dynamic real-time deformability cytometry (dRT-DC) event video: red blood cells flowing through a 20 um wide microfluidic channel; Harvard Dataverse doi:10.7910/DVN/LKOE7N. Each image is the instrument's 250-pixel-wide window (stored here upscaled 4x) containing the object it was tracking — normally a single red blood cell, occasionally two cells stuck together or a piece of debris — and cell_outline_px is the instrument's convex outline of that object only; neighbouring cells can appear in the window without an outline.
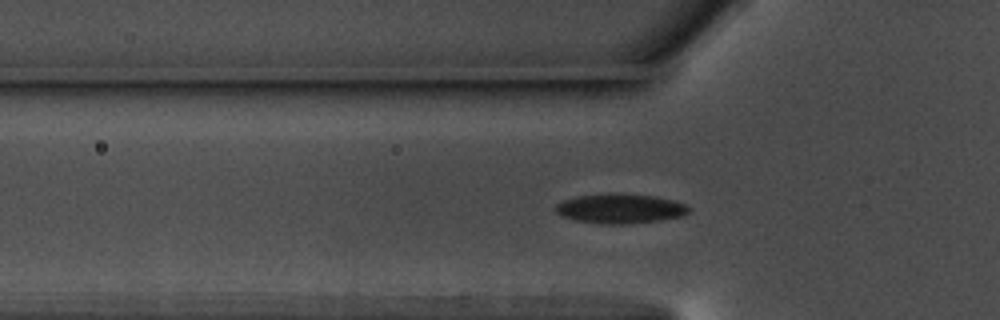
{"species": "common noctule bat (a hibernating species)", "species_latin": "Nyctalus noctula", "temperature_condition": "warm", "stored_images_in_passage": 41, "segment_of_instrument_passage": [1, 2], "camera_frame_rate_fps": 3000, "um_per_image_px": 0.085, "animal": {"sex": "male", "body_mass_g": 17.5, "forearm_length_mm": 52.3}, "frame": {"image": 1, "passage_image": 2, "time_ms": 0.333, "image_size_px": [1000, 320], "cell_outline_px": [[688, 212], [684, 216], [660, 220], [624, 224], [600, 224], [576, 220], [560, 216], [556, 212], [556, 204], [564, 200], [576, 196], [652, 196], [672, 200], [684, 204], [688, 208]], "centroid_in_image_um": [52.69, 17.78], "position_along_channel_um": 73.1, "area_um2": 21.91}}
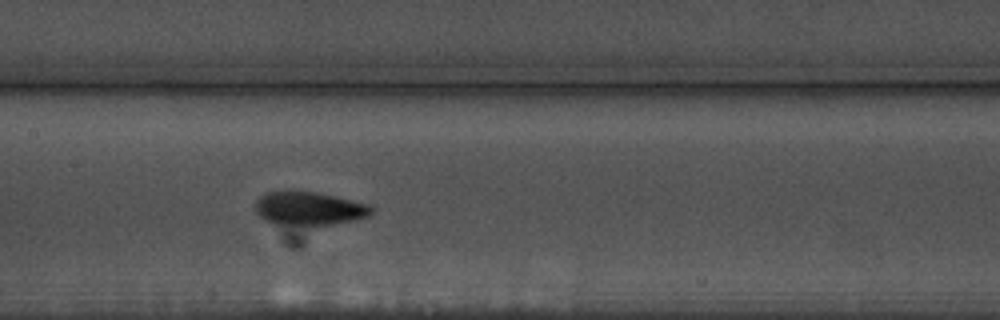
{"frame": {"image": 2, "passage_image": 11, "time_ms": 3.333, "image_size_px": [1000, 320], "cell_outline_px": [[372, 212], [368, 216], [356, 220], [312, 228], [272, 224], [264, 220], [256, 212], [256, 200], [260, 196], [268, 192], [316, 192], [368, 204], [372, 208]], "centroid_in_image_um": [26.25, 17.79], "position_along_channel_um": 181.1, "area_um2": 23.06}}
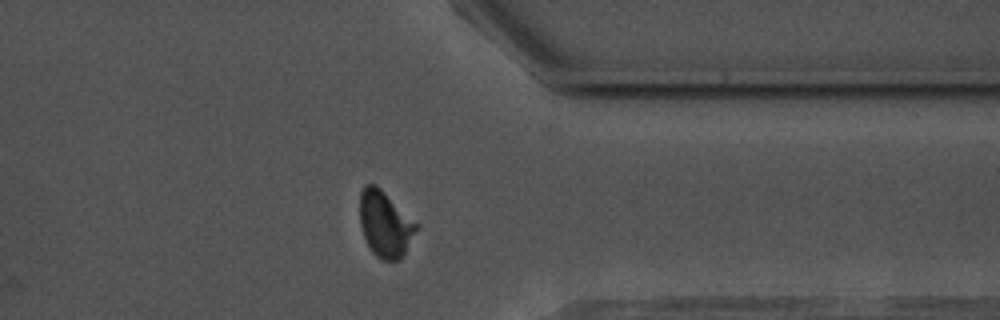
{"frame": {"image": 3, "passage_image": 28, "time_ms": 9.0, "image_size_px": [1000, 320], "cell_outline_px": [[420, 228], [400, 260], [384, 260], [376, 256], [372, 252], [364, 236], [360, 224], [360, 192], [364, 184], [376, 184], [420, 224]], "centroid_in_image_um": [32.77, 19.03], "position_along_channel_um": 378.6, "area_um2": 22.08}}